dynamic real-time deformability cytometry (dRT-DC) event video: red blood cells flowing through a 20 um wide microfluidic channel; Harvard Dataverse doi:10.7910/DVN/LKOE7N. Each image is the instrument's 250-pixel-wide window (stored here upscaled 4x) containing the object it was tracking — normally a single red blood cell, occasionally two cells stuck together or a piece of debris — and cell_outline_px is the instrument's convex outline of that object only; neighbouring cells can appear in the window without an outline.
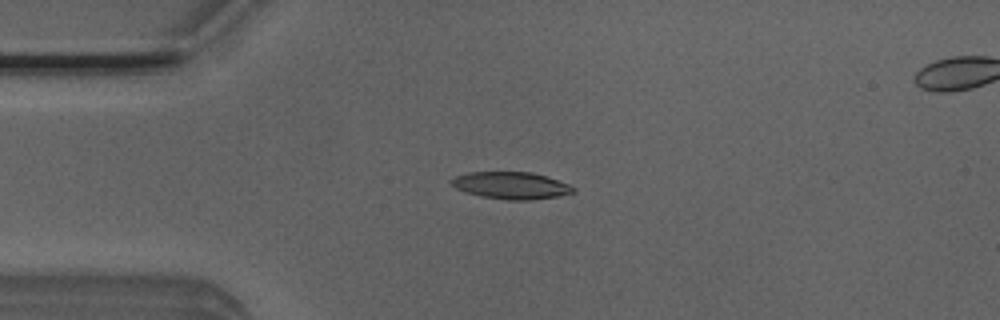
{"species": "Egyptian fruit bat (a non-hibernating species)", "species_latin": "Rousettus aegyptiacus", "temperature_condition": "room temperature", "stored_images_in_passage": 4, "segment_of_instrument_passage": [1, 2], "camera_frame_rate_fps": 3000, "um_per_image_px": 0.085, "animal": {"sex": "male"}, "frame": {"image": 1, "passage_image": 2, "time_ms": 0.333, "image_size_px": [1000, 320], "cell_outline_px": [[576, 192], [556, 196], [528, 200], [508, 200], [484, 196], [464, 192], [456, 188], [448, 180], [456, 176], [468, 172], [532, 172], [568, 184], [576, 188]], "centroid_in_image_um": [43.42, 15.76], "position_along_channel_um": 41.6, "area_um2": 19.02}}